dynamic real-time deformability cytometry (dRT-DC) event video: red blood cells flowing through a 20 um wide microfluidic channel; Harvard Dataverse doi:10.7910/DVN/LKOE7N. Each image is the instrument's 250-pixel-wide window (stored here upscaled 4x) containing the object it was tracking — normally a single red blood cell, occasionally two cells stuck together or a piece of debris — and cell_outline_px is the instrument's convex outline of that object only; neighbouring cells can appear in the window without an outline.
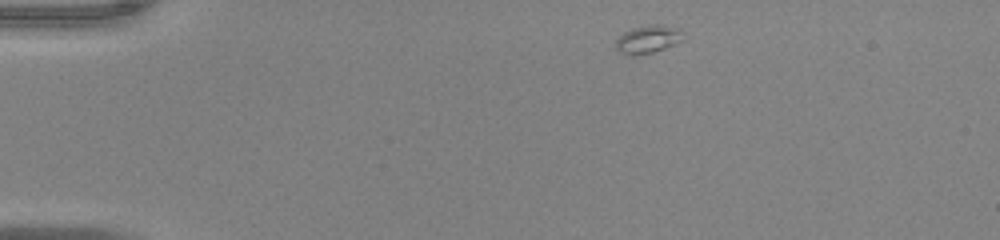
{"species": "common noctule bat (a hibernating species)", "species_latin": "Nyctalus noctula", "temperature_condition": "warm", "stored_images_in_passage": 43, "camera_frame_rate_fps": 3000, "um_per_image_px": 0.085, "animal": {"sex": "male", "body_mass_g": 20.0, "forearm_length_mm": 53.3}, "frame": {"image": 1, "passage_image": 1, "time_ms": 0.0, "image_size_px": [1000, 240], "cell_outline_px": [[684, 40], [676, 44], [652, 52], [632, 56], [624, 56], [616, 48], [616, 40], [624, 32], [632, 28], [652, 24], [656, 24], [672, 28], [680, 32]], "centroid_in_image_um": [55.01, 3.37], "position_along_channel_um": 30.0, "area_um2": 10.75}}
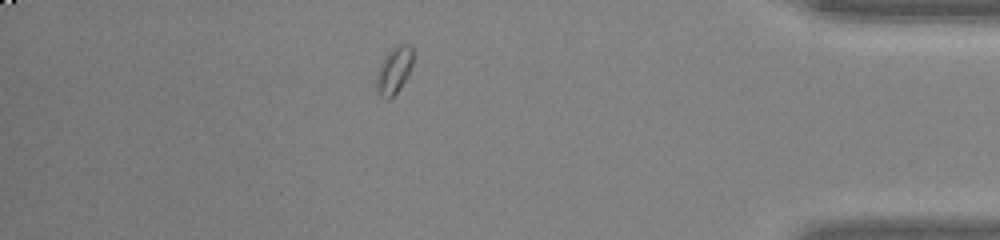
{"frame": {"image": 2, "passage_image": 37, "time_ms": 12.0, "image_size_px": [1000, 240], "cell_outline_px": [[412, 64], [408, 76], [400, 88], [388, 100], [380, 96], [376, 92], [376, 76], [380, 64], [384, 56], [396, 44], [408, 44], [412, 48]], "centroid_in_image_um": [33.47, 5.98], "position_along_channel_um": 401.7, "area_um2": 10.06}}